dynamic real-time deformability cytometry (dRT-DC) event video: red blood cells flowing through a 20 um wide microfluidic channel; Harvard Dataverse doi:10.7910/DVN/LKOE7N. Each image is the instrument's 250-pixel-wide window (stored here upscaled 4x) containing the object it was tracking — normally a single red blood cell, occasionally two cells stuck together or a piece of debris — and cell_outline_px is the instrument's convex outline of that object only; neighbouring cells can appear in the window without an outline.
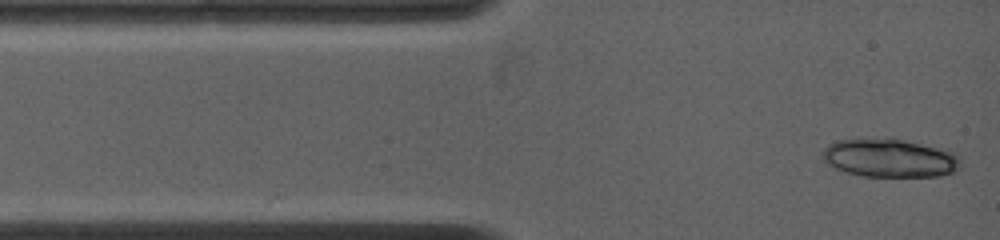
{"species": "common noctule bat (a hibernating species)", "species_latin": "Nyctalus noctula", "temperature_condition": "warm", "stored_images_in_passage": 4, "camera_frame_rate_fps": 4500, "um_per_image_px": 0.085, "animal": {"sex": "female", "body_mass_g": 19.0, "forearm_length_mm": 53.3}, "frame": {"image": 1, "passage_image": 1, "time_ms": 0.0, "image_size_px": [1000, 240], "cell_outline_px": [[960, 168], [956, 172], [940, 176], [860, 176], [836, 168], [828, 164], [820, 156], [820, 152], [828, 144], [836, 140], [888, 136], [892, 136], [956, 152], [960, 156]], "centroid_in_image_um": [75.63, 13.39], "position_along_channel_um": 9.4, "area_um2": 31.85}}